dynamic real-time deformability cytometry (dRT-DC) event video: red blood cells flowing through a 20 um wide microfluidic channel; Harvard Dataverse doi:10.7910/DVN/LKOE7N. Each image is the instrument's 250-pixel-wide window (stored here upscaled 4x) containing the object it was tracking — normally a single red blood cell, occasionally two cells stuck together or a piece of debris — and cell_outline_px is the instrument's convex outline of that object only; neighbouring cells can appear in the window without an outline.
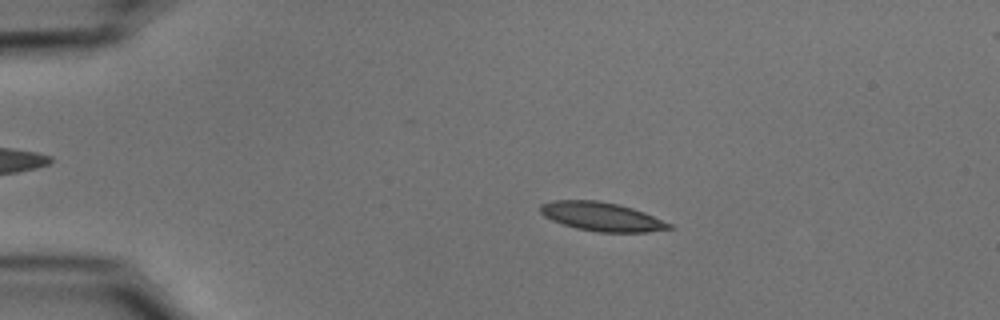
{"species": "common noctule bat (a hibernating species)", "species_latin": "Nyctalus noctula", "temperature_condition": "cold", "stored_images_in_passage": 54, "camera_frame_rate_fps": 3000, "um_per_image_px": 0.085, "animal": {"sex": "male", "body_mass_g": 15.6}, "frame": {"image": 1, "passage_image": 11, "time_ms": 3.333, "image_size_px": [1000, 320], "cell_outline_px": [[676, 228], [648, 232], [600, 232], [576, 228], [552, 220], [544, 216], [540, 212], [540, 204], [552, 200], [596, 200], [620, 204], [644, 212], [672, 224]], "centroid_in_image_um": [51.16, 18.41], "position_along_channel_um": 33.8, "area_um2": 21.68}}
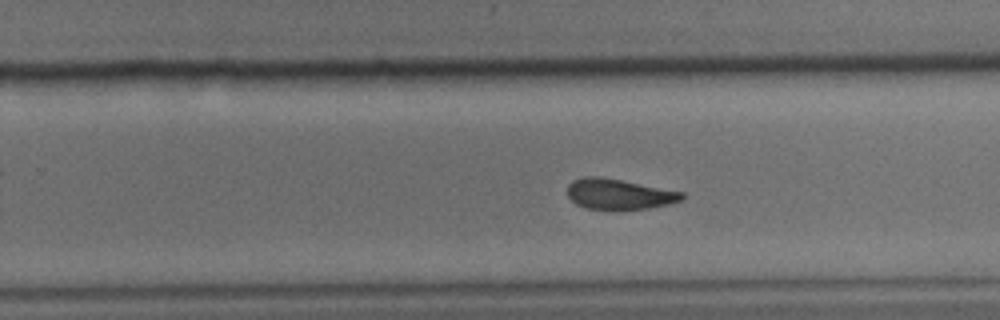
{"frame": {"image": 2, "passage_image": 35, "time_ms": 11.333, "image_size_px": [1000, 320], "cell_outline_px": [[684, 196], [680, 200], [668, 204], [648, 208], [616, 212], [584, 208], [576, 204], [568, 196], [568, 184], [572, 180], [584, 176], [600, 176], [684, 192]], "centroid_in_image_um": [52.57, 16.53], "position_along_channel_um": 277.2, "area_um2": 20.87}}
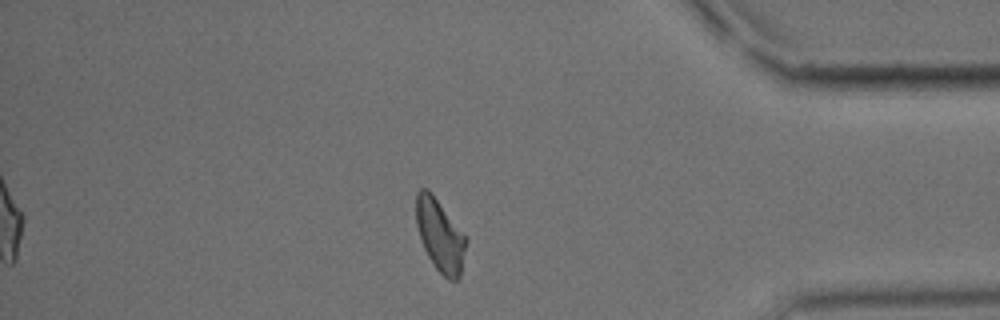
{"frame": {"image": 3, "passage_image": 47, "time_ms": 15.333, "image_size_px": [1000, 320], "cell_outline_px": [[468, 240], [460, 280], [448, 280], [436, 268], [428, 256], [420, 240], [416, 224], [416, 192], [420, 188], [428, 188], [432, 192], [468, 236]], "centroid_in_image_um": [37.44, 19.99], "position_along_channel_um": 397.8, "area_um2": 21.73}, "authors_computed_cell_mechanics": {"area_um2": 21.1548, "velocity_mm_per_s": 3.681, "shape_relaxation_time_tau1_ms": 5.585, "shape_relaxation_time_tau2_ms": 3.6676, "deformation_change_tau1": 0.1684, "deformation_change_tau2": 0.107}}